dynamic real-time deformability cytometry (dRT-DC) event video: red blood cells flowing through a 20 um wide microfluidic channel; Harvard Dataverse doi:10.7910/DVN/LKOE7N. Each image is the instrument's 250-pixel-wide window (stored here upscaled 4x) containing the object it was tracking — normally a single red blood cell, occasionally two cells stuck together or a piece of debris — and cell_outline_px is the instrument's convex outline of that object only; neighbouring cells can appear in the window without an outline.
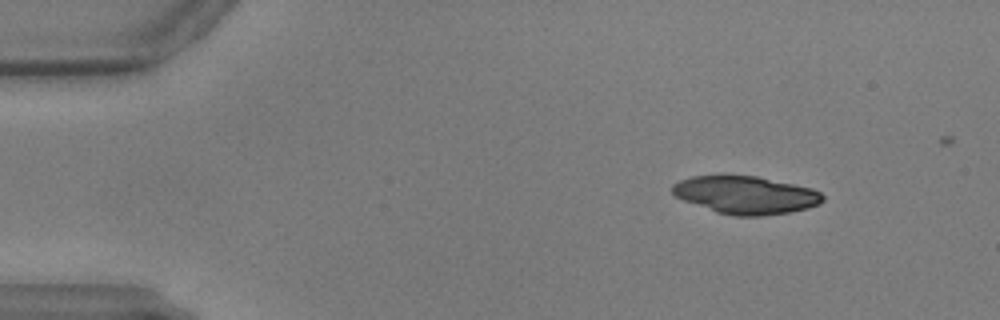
{"species": "common noctule bat (a hibernating species)", "species_latin": "Nyctalus noctula", "temperature_condition": "warm", "stored_images_in_passage": 29, "camera_frame_rate_fps": 3000, "um_per_image_px": 0.085, "animal": {"sex": "male", "body_mass_g": 17.9, "forearm_length_mm": 54.2}, "frame": {"image": 1, "passage_image": 1, "time_ms": 0.0, "image_size_px": [1000, 320], "cell_outline_px": [[824, 200], [820, 204], [808, 208], [792, 212], [760, 216], [732, 216], [716, 212], [684, 200], [676, 196], [672, 192], [672, 184], [680, 180], [692, 176], [720, 172], [756, 176], [812, 188], [820, 192], [824, 196]], "centroid_in_image_um": [63.36, 16.54], "position_along_channel_um": 21.6, "area_um2": 33.93}}
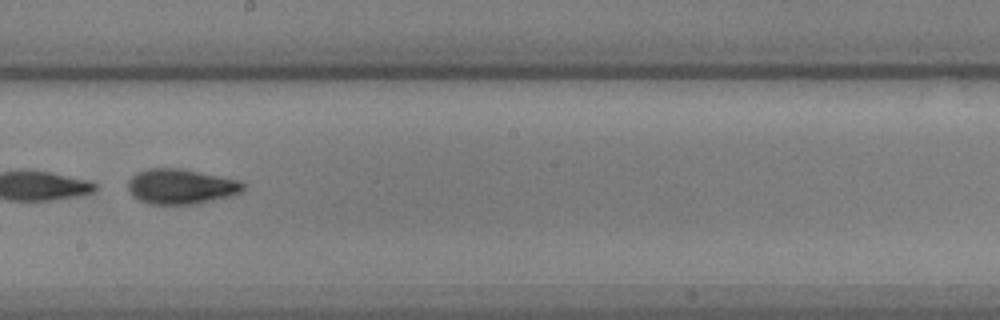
{"frame": {"image": 2, "passage_image": 27, "time_ms": 8.667, "image_size_px": [1000, 320], "cell_outline_px": [[244, 188], [240, 192], [228, 196], [196, 204], [148, 204], [132, 196], [128, 192], [128, 180], [136, 172], [148, 168], [180, 168], [240, 180], [244, 184]], "centroid_in_image_um": [15.33, 15.84], "position_along_channel_um": 232.9, "area_um2": 23.58}}